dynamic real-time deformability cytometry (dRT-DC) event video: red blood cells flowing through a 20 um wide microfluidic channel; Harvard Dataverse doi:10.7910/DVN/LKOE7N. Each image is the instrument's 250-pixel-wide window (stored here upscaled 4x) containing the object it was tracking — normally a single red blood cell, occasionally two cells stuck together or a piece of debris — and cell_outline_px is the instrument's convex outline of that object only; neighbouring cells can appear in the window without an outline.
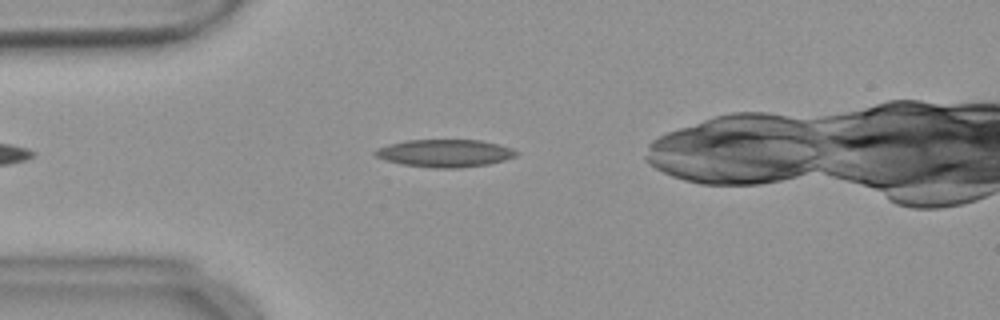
{"species": "common noctule bat (a hibernating species)", "species_latin": "Nyctalus noctula", "temperature_condition": "warm", "stored_images_in_passage": 41, "camera_frame_rate_fps": 3000, "um_per_image_px": 0.085, "animal": {"sex": "female", "body_mass_g": 18.4}, "frame": {"image": 1, "passage_image": 8, "time_ms": 2.333, "image_size_px": [1000, 320], "cell_outline_px": [[520, 152], [516, 156], [504, 160], [488, 164], [460, 168], [432, 168], [400, 164], [376, 156], [372, 152], [376, 148], [388, 144], [408, 140], [480, 140], [500, 144], [512, 148]], "centroid_in_image_um": [37.83, 13.02], "position_along_channel_um": 47.2, "area_um2": 22.83}}
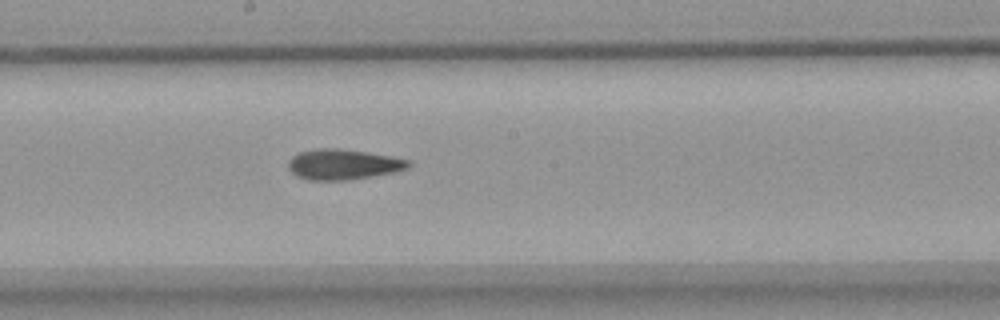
{"frame": {"image": 2, "passage_image": 23, "time_ms": 7.333, "image_size_px": [1000, 320], "cell_outline_px": [[412, 164], [408, 168], [396, 172], [348, 180], [308, 180], [296, 176], [288, 168], [288, 160], [292, 156], [300, 152], [316, 148], [340, 148], [392, 156], [408, 160]], "centroid_in_image_um": [29.16, 13.97], "position_along_channel_um": 219.0, "area_um2": 21.44}}
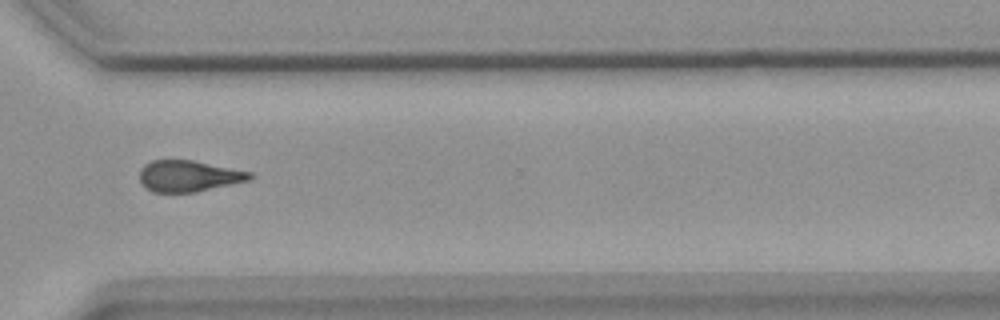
{"frame": {"image": 3, "passage_image": 34, "time_ms": 11.0, "image_size_px": [1000, 320], "cell_outline_px": [[252, 176], [248, 180], [196, 192], [152, 192], [144, 188], [140, 180], [140, 168], [144, 164], [152, 160], [192, 160], [252, 172]], "centroid_in_image_um": [15.98, 14.96], "position_along_channel_um": 354.6, "area_um2": 20.0}, "authors_computed_cell_mechanics": {"area_um2": 21.1548, "velocity_mm_per_s": 3.6907, "shape_relaxation_time_tau1_ms": null, "shape_relaxation_time_tau2_ms": 4.1407, "deformation_change_tau1": null, "deformation_change_tau2": 0.1434}}